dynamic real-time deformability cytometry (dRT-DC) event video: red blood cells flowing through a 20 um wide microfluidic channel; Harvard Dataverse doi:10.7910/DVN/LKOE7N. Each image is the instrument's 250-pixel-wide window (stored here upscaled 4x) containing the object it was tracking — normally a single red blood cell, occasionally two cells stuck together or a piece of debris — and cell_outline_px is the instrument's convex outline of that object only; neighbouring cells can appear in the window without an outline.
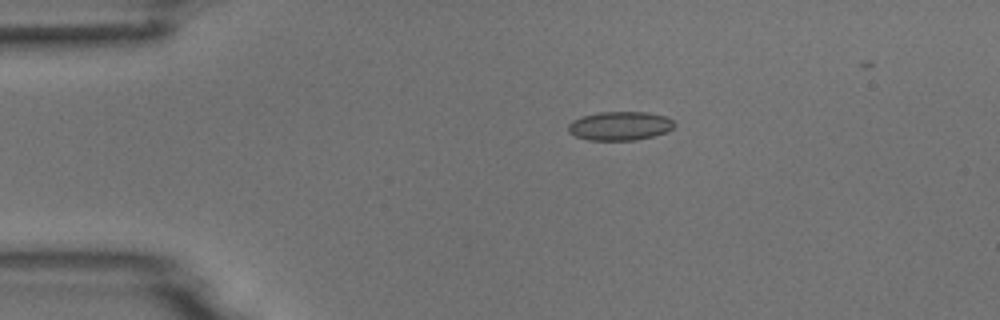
{"species": "common noctule bat (a hibernating species)", "species_latin": "Nyctalus noctula", "temperature_condition": "room temperature", "stored_images_in_passage": 5, "camera_frame_rate_fps": 3000, "um_per_image_px": 0.085, "animal": {"sex": "male", "body_mass_g": 18.8}, "frame": {"image": 1, "passage_image": 2, "time_ms": 1.333, "image_size_px": [1000, 320], "cell_outline_px": [[676, 124], [668, 132], [636, 140], [588, 140], [576, 136], [568, 132], [568, 124], [572, 120], [580, 116], [600, 112], [648, 112], [664, 116], [672, 120]], "centroid_in_image_um": [52.67, 10.7], "position_along_channel_um": 32.3, "area_um2": 17.92}}
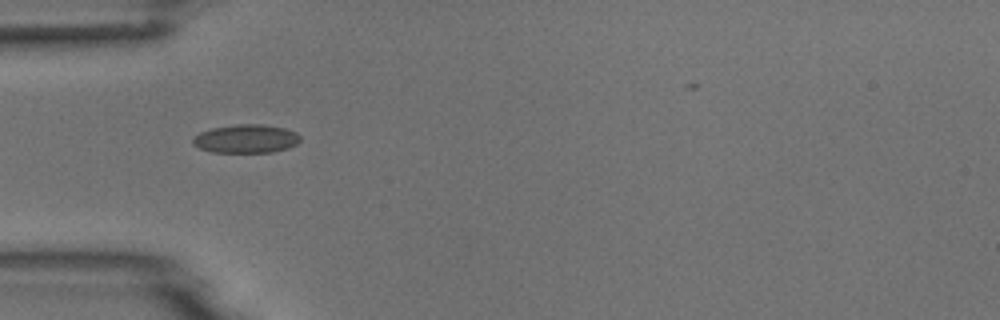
{"frame": {"image": 2, "passage_image": 4, "time_ms": 3.333, "image_size_px": [1000, 320], "cell_outline_px": [[300, 140], [296, 144], [288, 148], [272, 152], [212, 152], [200, 148], [192, 144], [192, 136], [200, 132], [212, 128], [236, 124], [264, 124], [284, 128], [296, 132], [300, 136]], "centroid_in_image_um": [20.9, 11.79], "position_along_channel_um": 64.1, "area_um2": 17.92}}